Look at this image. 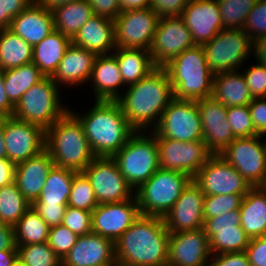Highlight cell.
Returning a JSON list of instances; mask_svg holds the SVG:
<instances>
[{
  "mask_svg": "<svg viewBox=\"0 0 266 266\" xmlns=\"http://www.w3.org/2000/svg\"><path fill=\"white\" fill-rule=\"evenodd\" d=\"M172 99L168 73L163 67H157L146 77L127 86L125 94L123 92L116 101L135 131H153Z\"/></svg>",
  "mask_w": 266,
  "mask_h": 266,
  "instance_id": "1",
  "label": "cell"
},
{
  "mask_svg": "<svg viewBox=\"0 0 266 266\" xmlns=\"http://www.w3.org/2000/svg\"><path fill=\"white\" fill-rule=\"evenodd\" d=\"M169 234L163 217L141 215L114 242L119 266H167Z\"/></svg>",
  "mask_w": 266,
  "mask_h": 266,
  "instance_id": "2",
  "label": "cell"
},
{
  "mask_svg": "<svg viewBox=\"0 0 266 266\" xmlns=\"http://www.w3.org/2000/svg\"><path fill=\"white\" fill-rule=\"evenodd\" d=\"M83 114L69 109L82 123L88 143L96 157H113L135 130L117 101L95 100Z\"/></svg>",
  "mask_w": 266,
  "mask_h": 266,
  "instance_id": "3",
  "label": "cell"
},
{
  "mask_svg": "<svg viewBox=\"0 0 266 266\" xmlns=\"http://www.w3.org/2000/svg\"><path fill=\"white\" fill-rule=\"evenodd\" d=\"M54 164L82 172L96 158L82 123L68 110L46 131V146Z\"/></svg>",
  "mask_w": 266,
  "mask_h": 266,
  "instance_id": "4",
  "label": "cell"
},
{
  "mask_svg": "<svg viewBox=\"0 0 266 266\" xmlns=\"http://www.w3.org/2000/svg\"><path fill=\"white\" fill-rule=\"evenodd\" d=\"M163 68L168 73L173 98L196 101L212 96L214 74L208 67L202 45L184 50Z\"/></svg>",
  "mask_w": 266,
  "mask_h": 266,
  "instance_id": "5",
  "label": "cell"
},
{
  "mask_svg": "<svg viewBox=\"0 0 266 266\" xmlns=\"http://www.w3.org/2000/svg\"><path fill=\"white\" fill-rule=\"evenodd\" d=\"M150 133L135 131L128 142L112 157L134 191L160 168L157 138L152 131Z\"/></svg>",
  "mask_w": 266,
  "mask_h": 266,
  "instance_id": "6",
  "label": "cell"
},
{
  "mask_svg": "<svg viewBox=\"0 0 266 266\" xmlns=\"http://www.w3.org/2000/svg\"><path fill=\"white\" fill-rule=\"evenodd\" d=\"M60 91L51 77H45L22 95L12 116L47 131L69 110L60 100Z\"/></svg>",
  "mask_w": 266,
  "mask_h": 266,
  "instance_id": "7",
  "label": "cell"
},
{
  "mask_svg": "<svg viewBox=\"0 0 266 266\" xmlns=\"http://www.w3.org/2000/svg\"><path fill=\"white\" fill-rule=\"evenodd\" d=\"M191 179L185 173L159 168L135 191L140 214L164 217Z\"/></svg>",
  "mask_w": 266,
  "mask_h": 266,
  "instance_id": "8",
  "label": "cell"
},
{
  "mask_svg": "<svg viewBox=\"0 0 266 266\" xmlns=\"http://www.w3.org/2000/svg\"><path fill=\"white\" fill-rule=\"evenodd\" d=\"M202 47L214 75L239 71L245 60L253 58V41L243 29H222Z\"/></svg>",
  "mask_w": 266,
  "mask_h": 266,
  "instance_id": "9",
  "label": "cell"
},
{
  "mask_svg": "<svg viewBox=\"0 0 266 266\" xmlns=\"http://www.w3.org/2000/svg\"><path fill=\"white\" fill-rule=\"evenodd\" d=\"M262 135L236 137L220 154L252 187L266 179V144Z\"/></svg>",
  "mask_w": 266,
  "mask_h": 266,
  "instance_id": "10",
  "label": "cell"
},
{
  "mask_svg": "<svg viewBox=\"0 0 266 266\" xmlns=\"http://www.w3.org/2000/svg\"><path fill=\"white\" fill-rule=\"evenodd\" d=\"M154 131L162 138L180 142L202 141L203 129L197 102L173 98Z\"/></svg>",
  "mask_w": 266,
  "mask_h": 266,
  "instance_id": "11",
  "label": "cell"
},
{
  "mask_svg": "<svg viewBox=\"0 0 266 266\" xmlns=\"http://www.w3.org/2000/svg\"><path fill=\"white\" fill-rule=\"evenodd\" d=\"M82 172L89 179L98 204L122 202L135 196L112 157H96Z\"/></svg>",
  "mask_w": 266,
  "mask_h": 266,
  "instance_id": "12",
  "label": "cell"
},
{
  "mask_svg": "<svg viewBox=\"0 0 266 266\" xmlns=\"http://www.w3.org/2000/svg\"><path fill=\"white\" fill-rule=\"evenodd\" d=\"M159 149V167L187 174L192 179L213 155L202 141L180 142L162 138L154 130Z\"/></svg>",
  "mask_w": 266,
  "mask_h": 266,
  "instance_id": "13",
  "label": "cell"
},
{
  "mask_svg": "<svg viewBox=\"0 0 266 266\" xmlns=\"http://www.w3.org/2000/svg\"><path fill=\"white\" fill-rule=\"evenodd\" d=\"M159 18L150 7L121 12L113 20L116 48L149 50Z\"/></svg>",
  "mask_w": 266,
  "mask_h": 266,
  "instance_id": "14",
  "label": "cell"
},
{
  "mask_svg": "<svg viewBox=\"0 0 266 266\" xmlns=\"http://www.w3.org/2000/svg\"><path fill=\"white\" fill-rule=\"evenodd\" d=\"M193 180L205 195H245L252 186L223 157L213 154Z\"/></svg>",
  "mask_w": 266,
  "mask_h": 266,
  "instance_id": "15",
  "label": "cell"
},
{
  "mask_svg": "<svg viewBox=\"0 0 266 266\" xmlns=\"http://www.w3.org/2000/svg\"><path fill=\"white\" fill-rule=\"evenodd\" d=\"M7 159L15 165L39 154L46 146V131L13 116L3 118Z\"/></svg>",
  "mask_w": 266,
  "mask_h": 266,
  "instance_id": "16",
  "label": "cell"
},
{
  "mask_svg": "<svg viewBox=\"0 0 266 266\" xmlns=\"http://www.w3.org/2000/svg\"><path fill=\"white\" fill-rule=\"evenodd\" d=\"M194 45L191 32L181 16L160 17L149 51L154 64L163 67Z\"/></svg>",
  "mask_w": 266,
  "mask_h": 266,
  "instance_id": "17",
  "label": "cell"
},
{
  "mask_svg": "<svg viewBox=\"0 0 266 266\" xmlns=\"http://www.w3.org/2000/svg\"><path fill=\"white\" fill-rule=\"evenodd\" d=\"M204 197L199 185L191 179L175 205L163 217L170 233L204 228Z\"/></svg>",
  "mask_w": 266,
  "mask_h": 266,
  "instance_id": "18",
  "label": "cell"
},
{
  "mask_svg": "<svg viewBox=\"0 0 266 266\" xmlns=\"http://www.w3.org/2000/svg\"><path fill=\"white\" fill-rule=\"evenodd\" d=\"M141 216L136 196L98 204L92 211V232L115 242Z\"/></svg>",
  "mask_w": 266,
  "mask_h": 266,
  "instance_id": "19",
  "label": "cell"
},
{
  "mask_svg": "<svg viewBox=\"0 0 266 266\" xmlns=\"http://www.w3.org/2000/svg\"><path fill=\"white\" fill-rule=\"evenodd\" d=\"M211 256L204 228L169 234L167 266H209Z\"/></svg>",
  "mask_w": 266,
  "mask_h": 266,
  "instance_id": "20",
  "label": "cell"
},
{
  "mask_svg": "<svg viewBox=\"0 0 266 266\" xmlns=\"http://www.w3.org/2000/svg\"><path fill=\"white\" fill-rule=\"evenodd\" d=\"M200 113L203 141L212 154L221 152L236 138L227 122V107L212 96L196 100Z\"/></svg>",
  "mask_w": 266,
  "mask_h": 266,
  "instance_id": "21",
  "label": "cell"
},
{
  "mask_svg": "<svg viewBox=\"0 0 266 266\" xmlns=\"http://www.w3.org/2000/svg\"><path fill=\"white\" fill-rule=\"evenodd\" d=\"M181 17L195 45L209 42L224 29L217 0H189Z\"/></svg>",
  "mask_w": 266,
  "mask_h": 266,
  "instance_id": "22",
  "label": "cell"
},
{
  "mask_svg": "<svg viewBox=\"0 0 266 266\" xmlns=\"http://www.w3.org/2000/svg\"><path fill=\"white\" fill-rule=\"evenodd\" d=\"M62 260V266H103L117 264L114 242L93 232L77 238Z\"/></svg>",
  "mask_w": 266,
  "mask_h": 266,
  "instance_id": "23",
  "label": "cell"
},
{
  "mask_svg": "<svg viewBox=\"0 0 266 266\" xmlns=\"http://www.w3.org/2000/svg\"><path fill=\"white\" fill-rule=\"evenodd\" d=\"M96 56L94 52L72 43L51 78L59 88L61 85L68 88L85 85L90 79Z\"/></svg>",
  "mask_w": 266,
  "mask_h": 266,
  "instance_id": "24",
  "label": "cell"
},
{
  "mask_svg": "<svg viewBox=\"0 0 266 266\" xmlns=\"http://www.w3.org/2000/svg\"><path fill=\"white\" fill-rule=\"evenodd\" d=\"M54 165L46 148L25 162L16 165V185L31 205L40 196L48 174Z\"/></svg>",
  "mask_w": 266,
  "mask_h": 266,
  "instance_id": "25",
  "label": "cell"
},
{
  "mask_svg": "<svg viewBox=\"0 0 266 266\" xmlns=\"http://www.w3.org/2000/svg\"><path fill=\"white\" fill-rule=\"evenodd\" d=\"M9 30L34 47L55 30L52 11L32 1L12 19Z\"/></svg>",
  "mask_w": 266,
  "mask_h": 266,
  "instance_id": "26",
  "label": "cell"
},
{
  "mask_svg": "<svg viewBox=\"0 0 266 266\" xmlns=\"http://www.w3.org/2000/svg\"><path fill=\"white\" fill-rule=\"evenodd\" d=\"M94 91L95 100L116 101L121 96L122 79L117 58L113 54L97 55L88 81Z\"/></svg>",
  "mask_w": 266,
  "mask_h": 266,
  "instance_id": "27",
  "label": "cell"
},
{
  "mask_svg": "<svg viewBox=\"0 0 266 266\" xmlns=\"http://www.w3.org/2000/svg\"><path fill=\"white\" fill-rule=\"evenodd\" d=\"M72 43L96 55L112 54L116 49L114 21L104 16H92L72 39Z\"/></svg>",
  "mask_w": 266,
  "mask_h": 266,
  "instance_id": "28",
  "label": "cell"
},
{
  "mask_svg": "<svg viewBox=\"0 0 266 266\" xmlns=\"http://www.w3.org/2000/svg\"><path fill=\"white\" fill-rule=\"evenodd\" d=\"M240 226L251 238L266 235V190L252 187L243 197L239 207Z\"/></svg>",
  "mask_w": 266,
  "mask_h": 266,
  "instance_id": "29",
  "label": "cell"
},
{
  "mask_svg": "<svg viewBox=\"0 0 266 266\" xmlns=\"http://www.w3.org/2000/svg\"><path fill=\"white\" fill-rule=\"evenodd\" d=\"M212 97L226 107L249 105L253 100L240 70L215 74Z\"/></svg>",
  "mask_w": 266,
  "mask_h": 266,
  "instance_id": "30",
  "label": "cell"
},
{
  "mask_svg": "<svg viewBox=\"0 0 266 266\" xmlns=\"http://www.w3.org/2000/svg\"><path fill=\"white\" fill-rule=\"evenodd\" d=\"M71 44L70 37L55 29L33 47L32 62L46 77H51Z\"/></svg>",
  "mask_w": 266,
  "mask_h": 266,
  "instance_id": "31",
  "label": "cell"
},
{
  "mask_svg": "<svg viewBox=\"0 0 266 266\" xmlns=\"http://www.w3.org/2000/svg\"><path fill=\"white\" fill-rule=\"evenodd\" d=\"M112 54L117 58L126 87L138 82L157 68L149 50L116 48Z\"/></svg>",
  "mask_w": 266,
  "mask_h": 266,
  "instance_id": "32",
  "label": "cell"
},
{
  "mask_svg": "<svg viewBox=\"0 0 266 266\" xmlns=\"http://www.w3.org/2000/svg\"><path fill=\"white\" fill-rule=\"evenodd\" d=\"M55 29L73 39L81 27L94 16L87 0L57 6L52 10Z\"/></svg>",
  "mask_w": 266,
  "mask_h": 266,
  "instance_id": "33",
  "label": "cell"
},
{
  "mask_svg": "<svg viewBox=\"0 0 266 266\" xmlns=\"http://www.w3.org/2000/svg\"><path fill=\"white\" fill-rule=\"evenodd\" d=\"M77 171L54 165L50 170L40 196L33 204L68 205L72 180Z\"/></svg>",
  "mask_w": 266,
  "mask_h": 266,
  "instance_id": "34",
  "label": "cell"
},
{
  "mask_svg": "<svg viewBox=\"0 0 266 266\" xmlns=\"http://www.w3.org/2000/svg\"><path fill=\"white\" fill-rule=\"evenodd\" d=\"M46 76L33 63L3 71L5 91L10 103L15 107L22 95Z\"/></svg>",
  "mask_w": 266,
  "mask_h": 266,
  "instance_id": "35",
  "label": "cell"
},
{
  "mask_svg": "<svg viewBox=\"0 0 266 266\" xmlns=\"http://www.w3.org/2000/svg\"><path fill=\"white\" fill-rule=\"evenodd\" d=\"M33 47L9 29L0 30V69L7 70L31 63Z\"/></svg>",
  "mask_w": 266,
  "mask_h": 266,
  "instance_id": "36",
  "label": "cell"
},
{
  "mask_svg": "<svg viewBox=\"0 0 266 266\" xmlns=\"http://www.w3.org/2000/svg\"><path fill=\"white\" fill-rule=\"evenodd\" d=\"M204 231L208 237L212 255L243 252L250 242V237L241 226L204 228Z\"/></svg>",
  "mask_w": 266,
  "mask_h": 266,
  "instance_id": "37",
  "label": "cell"
},
{
  "mask_svg": "<svg viewBox=\"0 0 266 266\" xmlns=\"http://www.w3.org/2000/svg\"><path fill=\"white\" fill-rule=\"evenodd\" d=\"M50 227L31 206L14 226L15 245L47 242Z\"/></svg>",
  "mask_w": 266,
  "mask_h": 266,
  "instance_id": "38",
  "label": "cell"
},
{
  "mask_svg": "<svg viewBox=\"0 0 266 266\" xmlns=\"http://www.w3.org/2000/svg\"><path fill=\"white\" fill-rule=\"evenodd\" d=\"M31 207L16 182L0 187V222L14 227Z\"/></svg>",
  "mask_w": 266,
  "mask_h": 266,
  "instance_id": "39",
  "label": "cell"
},
{
  "mask_svg": "<svg viewBox=\"0 0 266 266\" xmlns=\"http://www.w3.org/2000/svg\"><path fill=\"white\" fill-rule=\"evenodd\" d=\"M257 0L218 1L224 29H242Z\"/></svg>",
  "mask_w": 266,
  "mask_h": 266,
  "instance_id": "40",
  "label": "cell"
},
{
  "mask_svg": "<svg viewBox=\"0 0 266 266\" xmlns=\"http://www.w3.org/2000/svg\"><path fill=\"white\" fill-rule=\"evenodd\" d=\"M18 257L25 266H62V260L47 242L17 247Z\"/></svg>",
  "mask_w": 266,
  "mask_h": 266,
  "instance_id": "41",
  "label": "cell"
},
{
  "mask_svg": "<svg viewBox=\"0 0 266 266\" xmlns=\"http://www.w3.org/2000/svg\"><path fill=\"white\" fill-rule=\"evenodd\" d=\"M68 206L90 212L98 206L91 183L83 172L73 177Z\"/></svg>",
  "mask_w": 266,
  "mask_h": 266,
  "instance_id": "42",
  "label": "cell"
},
{
  "mask_svg": "<svg viewBox=\"0 0 266 266\" xmlns=\"http://www.w3.org/2000/svg\"><path fill=\"white\" fill-rule=\"evenodd\" d=\"M245 195H205L204 197V221L207 218L222 216L227 212L239 209Z\"/></svg>",
  "mask_w": 266,
  "mask_h": 266,
  "instance_id": "43",
  "label": "cell"
},
{
  "mask_svg": "<svg viewBox=\"0 0 266 266\" xmlns=\"http://www.w3.org/2000/svg\"><path fill=\"white\" fill-rule=\"evenodd\" d=\"M227 122L235 137L258 135L253 127L249 105L227 107Z\"/></svg>",
  "mask_w": 266,
  "mask_h": 266,
  "instance_id": "44",
  "label": "cell"
},
{
  "mask_svg": "<svg viewBox=\"0 0 266 266\" xmlns=\"http://www.w3.org/2000/svg\"><path fill=\"white\" fill-rule=\"evenodd\" d=\"M78 237L76 233L60 224L50 228L47 243L54 250L56 255L60 259H63L76 244Z\"/></svg>",
  "mask_w": 266,
  "mask_h": 266,
  "instance_id": "45",
  "label": "cell"
},
{
  "mask_svg": "<svg viewBox=\"0 0 266 266\" xmlns=\"http://www.w3.org/2000/svg\"><path fill=\"white\" fill-rule=\"evenodd\" d=\"M61 224L78 236L87 235L92 232V212L67 206Z\"/></svg>",
  "mask_w": 266,
  "mask_h": 266,
  "instance_id": "46",
  "label": "cell"
},
{
  "mask_svg": "<svg viewBox=\"0 0 266 266\" xmlns=\"http://www.w3.org/2000/svg\"><path fill=\"white\" fill-rule=\"evenodd\" d=\"M252 41L266 35V0H257L242 28Z\"/></svg>",
  "mask_w": 266,
  "mask_h": 266,
  "instance_id": "47",
  "label": "cell"
},
{
  "mask_svg": "<svg viewBox=\"0 0 266 266\" xmlns=\"http://www.w3.org/2000/svg\"><path fill=\"white\" fill-rule=\"evenodd\" d=\"M252 66L242 69V74L246 80L247 87L253 98H266V65L255 61Z\"/></svg>",
  "mask_w": 266,
  "mask_h": 266,
  "instance_id": "48",
  "label": "cell"
},
{
  "mask_svg": "<svg viewBox=\"0 0 266 266\" xmlns=\"http://www.w3.org/2000/svg\"><path fill=\"white\" fill-rule=\"evenodd\" d=\"M33 0H0V30L9 29L18 16Z\"/></svg>",
  "mask_w": 266,
  "mask_h": 266,
  "instance_id": "49",
  "label": "cell"
},
{
  "mask_svg": "<svg viewBox=\"0 0 266 266\" xmlns=\"http://www.w3.org/2000/svg\"><path fill=\"white\" fill-rule=\"evenodd\" d=\"M31 206L51 228L62 223L63 216L68 205L32 204Z\"/></svg>",
  "mask_w": 266,
  "mask_h": 266,
  "instance_id": "50",
  "label": "cell"
},
{
  "mask_svg": "<svg viewBox=\"0 0 266 266\" xmlns=\"http://www.w3.org/2000/svg\"><path fill=\"white\" fill-rule=\"evenodd\" d=\"M189 0H151L150 8L159 17L181 16Z\"/></svg>",
  "mask_w": 266,
  "mask_h": 266,
  "instance_id": "51",
  "label": "cell"
},
{
  "mask_svg": "<svg viewBox=\"0 0 266 266\" xmlns=\"http://www.w3.org/2000/svg\"><path fill=\"white\" fill-rule=\"evenodd\" d=\"M251 120L258 135H266V98H253L249 104Z\"/></svg>",
  "mask_w": 266,
  "mask_h": 266,
  "instance_id": "52",
  "label": "cell"
},
{
  "mask_svg": "<svg viewBox=\"0 0 266 266\" xmlns=\"http://www.w3.org/2000/svg\"><path fill=\"white\" fill-rule=\"evenodd\" d=\"M245 252L250 266H266V235L251 238Z\"/></svg>",
  "mask_w": 266,
  "mask_h": 266,
  "instance_id": "53",
  "label": "cell"
},
{
  "mask_svg": "<svg viewBox=\"0 0 266 266\" xmlns=\"http://www.w3.org/2000/svg\"><path fill=\"white\" fill-rule=\"evenodd\" d=\"M210 264L212 266H250L245 251L212 255Z\"/></svg>",
  "mask_w": 266,
  "mask_h": 266,
  "instance_id": "54",
  "label": "cell"
},
{
  "mask_svg": "<svg viewBox=\"0 0 266 266\" xmlns=\"http://www.w3.org/2000/svg\"><path fill=\"white\" fill-rule=\"evenodd\" d=\"M94 15L104 16L114 20L120 13L119 0H87Z\"/></svg>",
  "mask_w": 266,
  "mask_h": 266,
  "instance_id": "55",
  "label": "cell"
},
{
  "mask_svg": "<svg viewBox=\"0 0 266 266\" xmlns=\"http://www.w3.org/2000/svg\"><path fill=\"white\" fill-rule=\"evenodd\" d=\"M241 216L239 209L227 212L222 216L207 218L204 228H226L240 226Z\"/></svg>",
  "mask_w": 266,
  "mask_h": 266,
  "instance_id": "56",
  "label": "cell"
},
{
  "mask_svg": "<svg viewBox=\"0 0 266 266\" xmlns=\"http://www.w3.org/2000/svg\"><path fill=\"white\" fill-rule=\"evenodd\" d=\"M0 250H17L14 227L0 222Z\"/></svg>",
  "mask_w": 266,
  "mask_h": 266,
  "instance_id": "57",
  "label": "cell"
},
{
  "mask_svg": "<svg viewBox=\"0 0 266 266\" xmlns=\"http://www.w3.org/2000/svg\"><path fill=\"white\" fill-rule=\"evenodd\" d=\"M16 165L7 158L0 159V187L15 181Z\"/></svg>",
  "mask_w": 266,
  "mask_h": 266,
  "instance_id": "58",
  "label": "cell"
},
{
  "mask_svg": "<svg viewBox=\"0 0 266 266\" xmlns=\"http://www.w3.org/2000/svg\"><path fill=\"white\" fill-rule=\"evenodd\" d=\"M14 106L10 103L7 93L5 91L3 70L0 69V114L3 117H10L13 115Z\"/></svg>",
  "mask_w": 266,
  "mask_h": 266,
  "instance_id": "59",
  "label": "cell"
},
{
  "mask_svg": "<svg viewBox=\"0 0 266 266\" xmlns=\"http://www.w3.org/2000/svg\"><path fill=\"white\" fill-rule=\"evenodd\" d=\"M253 55L256 61L266 65V35L253 41Z\"/></svg>",
  "mask_w": 266,
  "mask_h": 266,
  "instance_id": "60",
  "label": "cell"
},
{
  "mask_svg": "<svg viewBox=\"0 0 266 266\" xmlns=\"http://www.w3.org/2000/svg\"><path fill=\"white\" fill-rule=\"evenodd\" d=\"M151 0H119L120 10H136V9H145L150 7Z\"/></svg>",
  "mask_w": 266,
  "mask_h": 266,
  "instance_id": "61",
  "label": "cell"
},
{
  "mask_svg": "<svg viewBox=\"0 0 266 266\" xmlns=\"http://www.w3.org/2000/svg\"><path fill=\"white\" fill-rule=\"evenodd\" d=\"M18 258V250H0V266H11Z\"/></svg>",
  "mask_w": 266,
  "mask_h": 266,
  "instance_id": "62",
  "label": "cell"
},
{
  "mask_svg": "<svg viewBox=\"0 0 266 266\" xmlns=\"http://www.w3.org/2000/svg\"><path fill=\"white\" fill-rule=\"evenodd\" d=\"M33 1L39 6L52 11L57 6L68 4L71 2L80 1V0H33Z\"/></svg>",
  "mask_w": 266,
  "mask_h": 266,
  "instance_id": "63",
  "label": "cell"
},
{
  "mask_svg": "<svg viewBox=\"0 0 266 266\" xmlns=\"http://www.w3.org/2000/svg\"><path fill=\"white\" fill-rule=\"evenodd\" d=\"M7 158L6 148L4 144V135H3V119L0 122V159Z\"/></svg>",
  "mask_w": 266,
  "mask_h": 266,
  "instance_id": "64",
  "label": "cell"
},
{
  "mask_svg": "<svg viewBox=\"0 0 266 266\" xmlns=\"http://www.w3.org/2000/svg\"><path fill=\"white\" fill-rule=\"evenodd\" d=\"M11 266H25V264L19 259V257L12 263Z\"/></svg>",
  "mask_w": 266,
  "mask_h": 266,
  "instance_id": "65",
  "label": "cell"
},
{
  "mask_svg": "<svg viewBox=\"0 0 266 266\" xmlns=\"http://www.w3.org/2000/svg\"><path fill=\"white\" fill-rule=\"evenodd\" d=\"M261 187L264 188V189L266 190V179H265L264 184H263Z\"/></svg>",
  "mask_w": 266,
  "mask_h": 266,
  "instance_id": "66",
  "label": "cell"
},
{
  "mask_svg": "<svg viewBox=\"0 0 266 266\" xmlns=\"http://www.w3.org/2000/svg\"><path fill=\"white\" fill-rule=\"evenodd\" d=\"M103 266H119L118 264H108V265H103Z\"/></svg>",
  "mask_w": 266,
  "mask_h": 266,
  "instance_id": "67",
  "label": "cell"
},
{
  "mask_svg": "<svg viewBox=\"0 0 266 266\" xmlns=\"http://www.w3.org/2000/svg\"><path fill=\"white\" fill-rule=\"evenodd\" d=\"M3 118H4V117L0 114V122L2 121Z\"/></svg>",
  "mask_w": 266,
  "mask_h": 266,
  "instance_id": "68",
  "label": "cell"
}]
</instances>
